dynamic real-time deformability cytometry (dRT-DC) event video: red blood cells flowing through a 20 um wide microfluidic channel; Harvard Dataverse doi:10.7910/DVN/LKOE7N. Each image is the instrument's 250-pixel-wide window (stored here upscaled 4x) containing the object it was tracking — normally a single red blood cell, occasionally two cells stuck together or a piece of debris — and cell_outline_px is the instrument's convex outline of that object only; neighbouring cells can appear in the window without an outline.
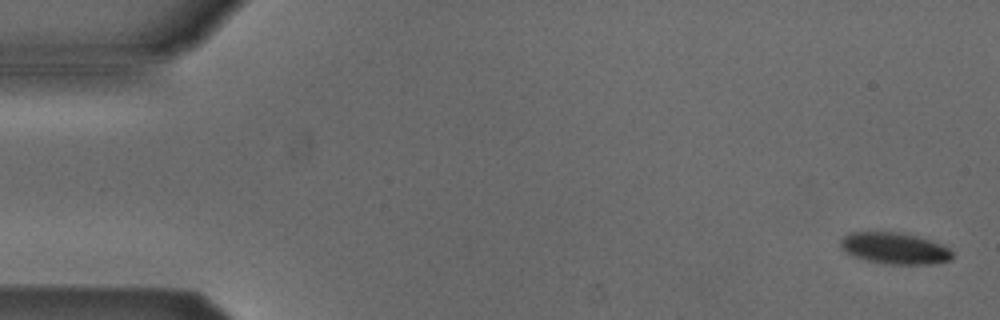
{"species": "Egyptian fruit bat (a non-hibernating species)", "species_latin": "Rousettus aegyptiacus", "temperature_condition": "cold", "stored_images_in_passage": 5, "camera_frame_rate_fps": 3000, "um_per_image_px": 0.085, "animal": {"sex": "male"}, "frame": {"image": 1, "passage_image": 1, "time_ms": 0.0, "image_size_px": [1000, 320], "cell_outline_px": [[952, 260], [932, 264], [888, 264], [868, 260], [844, 252], [840, 248], [840, 240], [848, 232], [900, 232], [916, 236], [940, 244], [948, 248], [952, 252]], "centroid_in_image_um": [76.02, 21.1], "position_along_channel_um": 9.0, "area_um2": 20.35}}
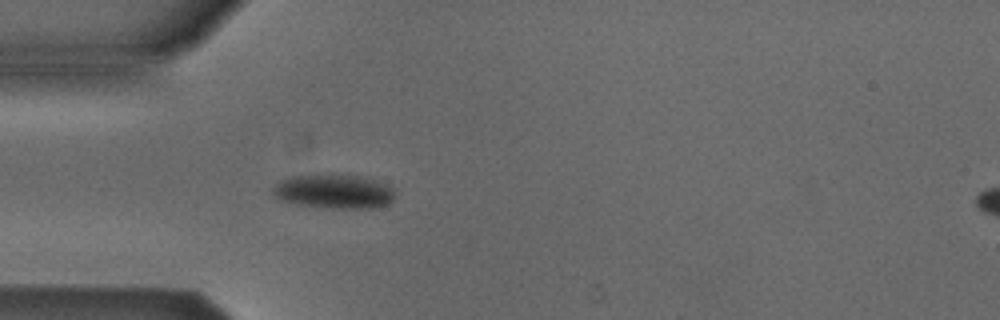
{"frame": {"image": 2, "passage_image": 5, "time_ms": 4.667, "image_size_px": [1000, 320], "cell_outline_px": [[392, 200], [388, 204], [376, 208], [332, 208], [296, 204], [280, 200], [272, 192], [272, 188], [280, 180], [288, 176], [316, 172], [348, 172], [376, 180], [392, 188]], "centroid_in_image_um": [28.33, 16.2], "position_along_channel_um": 56.7, "area_um2": 25.32}}